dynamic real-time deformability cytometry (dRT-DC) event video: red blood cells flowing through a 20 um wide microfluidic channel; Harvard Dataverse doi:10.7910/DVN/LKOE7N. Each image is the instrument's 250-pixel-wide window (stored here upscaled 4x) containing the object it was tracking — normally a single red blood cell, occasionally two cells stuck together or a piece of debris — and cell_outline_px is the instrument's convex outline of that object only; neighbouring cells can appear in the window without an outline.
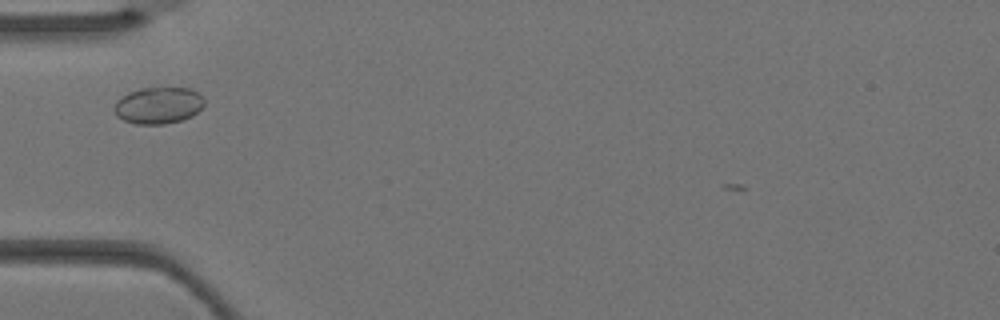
{"species": "Egyptian fruit bat (a non-hibernating species)", "species_latin": "Rousettus aegyptiacus", "temperature_condition": "warm", "stored_images_in_passage": 2, "camera_frame_rate_fps": 3000, "um_per_image_px": 0.085, "animal": {"sex": "female"}, "frame": {"image": 1, "passage_image": 2, "time_ms": 0.333, "image_size_px": [1000, 320], "cell_outline_px": [[204, 104], [192, 116], [180, 120], [164, 124], [136, 124], [124, 120], [116, 116], [112, 108], [116, 100], [128, 92], [140, 88], [192, 88], [204, 100]], "centroid_in_image_um": [13.4, 8.96], "position_along_channel_um": 71.6, "area_um2": 19.25}}